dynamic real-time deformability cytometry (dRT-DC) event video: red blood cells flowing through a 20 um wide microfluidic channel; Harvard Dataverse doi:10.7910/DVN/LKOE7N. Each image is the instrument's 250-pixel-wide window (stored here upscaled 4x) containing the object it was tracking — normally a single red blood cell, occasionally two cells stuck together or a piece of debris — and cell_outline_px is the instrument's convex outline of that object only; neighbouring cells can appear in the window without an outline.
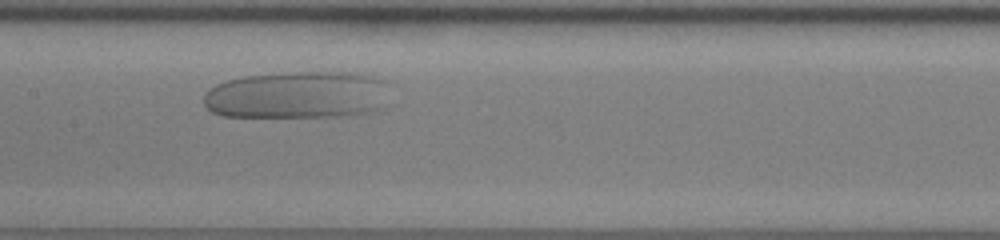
{"species": "human", "species_latin": "Homo sapiens", "temperature_condition": "room temperature", "stored_images_in_passage": 32, "camera_frame_rate_fps": 3000, "um_per_image_px": 0.085, "donor": {"sex": "female"}, "frame": {"image": 1, "passage_image": 14, "time_ms": 4.333, "image_size_px": [1000, 240], "cell_outline_px": [[388, 104], [384, 108], [356, 116], [220, 116], [212, 112], [204, 104], [204, 92], [208, 88], [216, 84], [228, 80], [244, 76], [296, 72], [352, 72], [372, 76], [380, 80]], "centroid_in_image_um": [25.26, 8.08], "position_along_channel_um": 182.1, "area_um2": 51.38}}